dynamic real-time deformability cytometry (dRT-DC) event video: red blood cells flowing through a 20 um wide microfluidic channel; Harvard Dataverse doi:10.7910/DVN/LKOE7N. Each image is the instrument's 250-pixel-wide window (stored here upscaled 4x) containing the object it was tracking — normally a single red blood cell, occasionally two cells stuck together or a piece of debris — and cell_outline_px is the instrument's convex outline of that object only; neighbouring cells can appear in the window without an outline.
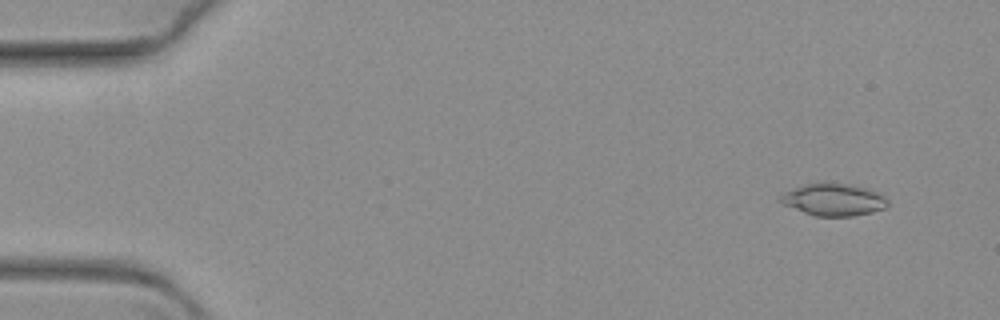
{"species": "common noctule bat (a hibernating species)", "species_latin": "Nyctalus noctula", "temperature_condition": "warm", "stored_images_in_passage": 66, "camera_frame_rate_fps": 3000, "um_per_image_px": 0.085, "animal": {"sex": "female", "body_mass_g": 19.3, "forearm_length_mm": 54.1}, "frame": {"image": 1, "passage_image": 6, "time_ms": 1.667, "image_size_px": [1000, 320], "cell_outline_px": [[888, 204], [884, 208], [872, 212], [852, 216], [816, 216], [780, 204], [776, 200], [784, 192], [808, 184], [844, 184], [864, 188], [876, 192], [888, 200]], "centroid_in_image_um": [70.8, 17.0], "position_along_channel_um": 14.2, "area_um2": 19.59}}
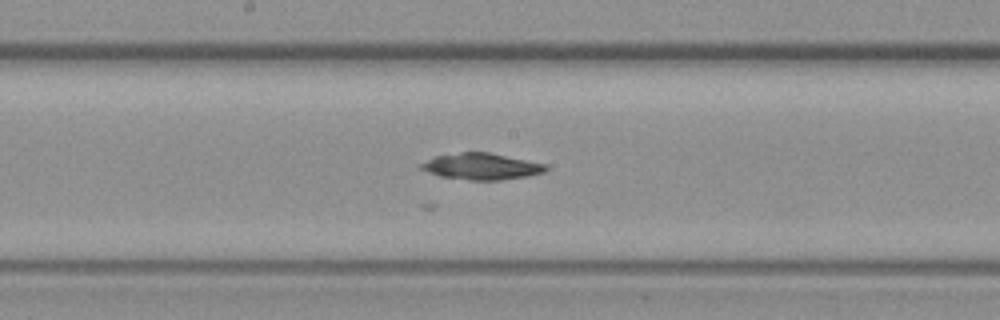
{"frame": {"image": 2, "passage_image": 36, "time_ms": 11.667, "image_size_px": [1000, 320], "cell_outline_px": [[548, 168], [544, 172], [528, 176], [504, 180], [468, 180], [440, 176], [420, 168], [416, 164], [436, 156], [460, 152], [488, 152], [548, 164]], "centroid_in_image_um": [40.93, 14.14], "position_along_channel_um": 207.3, "area_um2": 19.31}}
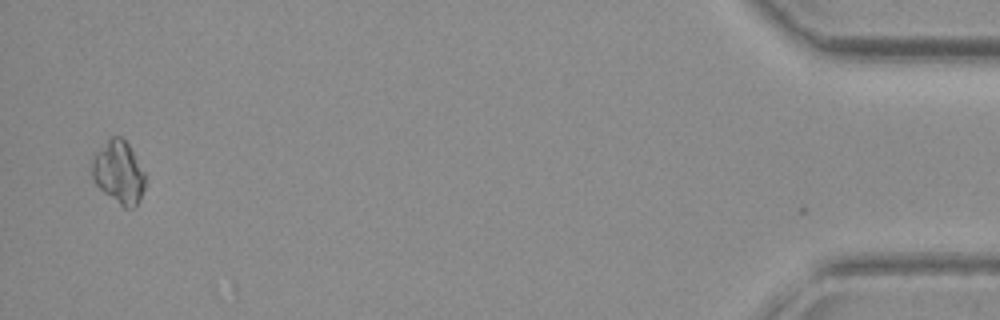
{"frame": {"image": 3, "passage_image": 65, "time_ms": 21.333, "image_size_px": [1000, 320], "cell_outline_px": [[144, 188], [140, 200], [136, 208], [124, 208], [104, 192], [96, 184], [92, 176], [92, 160], [96, 152], [108, 136], [120, 136], [128, 144], [144, 172]], "centroid_in_image_um": [10.08, 14.64], "position_along_channel_um": 425.1, "area_um2": 19.36}}